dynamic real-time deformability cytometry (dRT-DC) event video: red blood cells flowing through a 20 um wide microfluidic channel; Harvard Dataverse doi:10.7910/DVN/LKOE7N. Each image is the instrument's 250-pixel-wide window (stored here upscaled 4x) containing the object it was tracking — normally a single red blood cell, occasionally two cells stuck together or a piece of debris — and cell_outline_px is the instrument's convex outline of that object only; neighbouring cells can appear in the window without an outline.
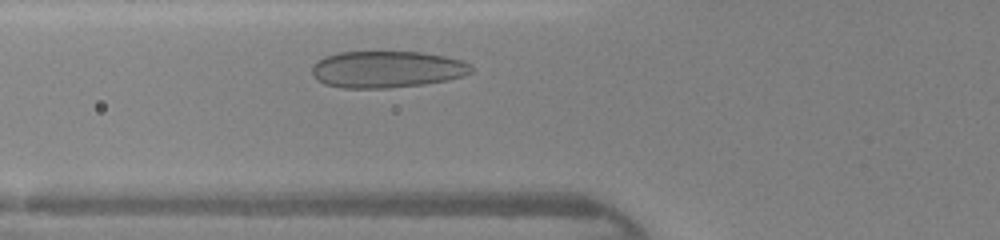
{"species": "human", "species_latin": "Homo sapiens", "temperature_condition": "warm", "stored_images_in_passage": 26, "camera_frame_rate_fps": 3000, "um_per_image_px": 0.085, "donor": {"sex": "female"}, "frame": {"image": 1, "passage_image": 5, "time_ms": 1.333, "image_size_px": [1000, 240], "cell_outline_px": [[472, 72], [448, 80], [424, 84], [388, 88], [340, 88], [324, 84], [316, 80], [312, 72], [312, 68], [324, 56], [340, 52], [420, 52], [444, 56], [460, 60], [472, 64]], "centroid_in_image_um": [32.88, 5.9], "position_along_channel_um": 92.9, "area_um2": 34.04}}
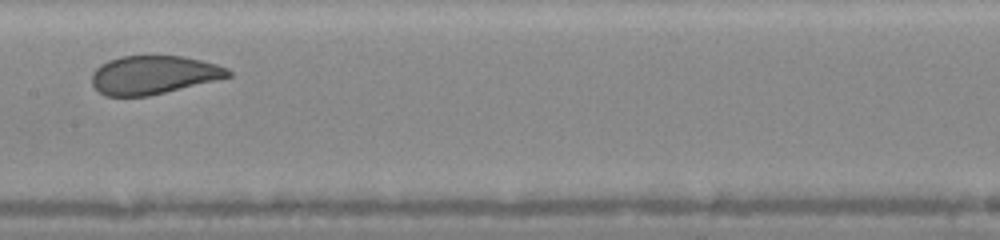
{"frame": {"image": 2, "passage_image": 12, "time_ms": 3.667, "image_size_px": [1000, 240], "cell_outline_px": [[232, 76], [216, 80], [148, 96], [104, 96], [92, 84], [92, 72], [100, 64], [108, 60], [120, 56], [184, 56], [204, 60], [228, 68], [232, 72]], "centroid_in_image_um": [13.05, 6.36], "position_along_channel_um": 194.3, "area_um2": 30.63}}
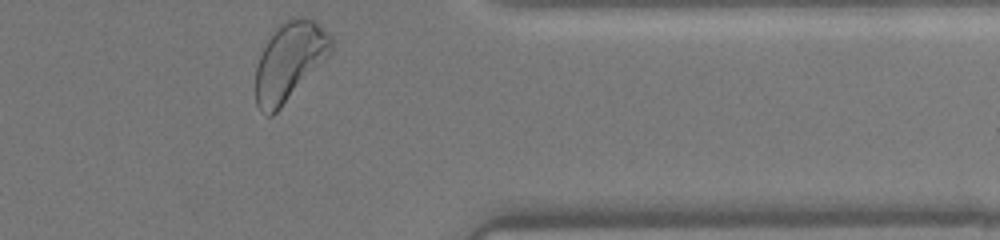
{"frame": {"image": 3, "passage_image": 26, "time_ms": 8.333, "image_size_px": [1000, 240], "cell_outline_px": [[336, 40], [332, 52], [280, 108], [272, 116], [268, 116], [260, 112], [256, 104], [256, 68], [260, 56], [276, 24], [280, 20], [292, 16], [304, 16], [316, 20]], "centroid_in_image_um": [24.64, 5.14], "position_along_channel_um": 386.8, "area_um2": 35.03}, "authors_computed_cell_mechanics": {"area_um2": 32.079, "velocity_mm_per_s": 4.325, "shape_relaxation_time_tau1_ms": 2.8559, "shape_relaxation_time_tau2_ms": null, "deformation_change_tau1": 0.1175, "deformation_change_tau2": null}}